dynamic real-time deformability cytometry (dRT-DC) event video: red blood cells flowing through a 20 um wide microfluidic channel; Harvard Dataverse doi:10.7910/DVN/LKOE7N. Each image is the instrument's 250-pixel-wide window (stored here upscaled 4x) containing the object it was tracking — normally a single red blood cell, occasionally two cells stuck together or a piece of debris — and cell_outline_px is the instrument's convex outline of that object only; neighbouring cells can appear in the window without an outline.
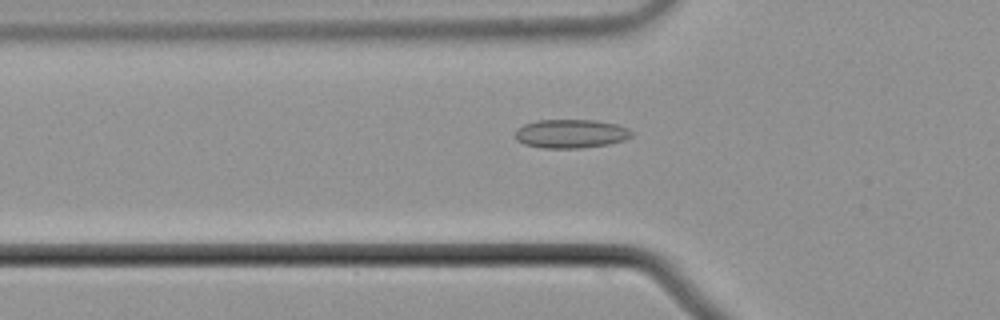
{"species": "common noctule bat (a hibernating species)", "species_latin": "Nyctalus noctula", "temperature_condition": "cold", "stored_images_in_passage": 49, "camera_frame_rate_fps": 3000, "um_per_image_px": 0.085, "animal": {"sex": "male", "body_mass_g": 21.5, "forearm_length_mm": 52.0}, "frame": {"image": 1, "passage_image": 13, "time_ms": 4.0, "image_size_px": [1000, 320], "cell_outline_px": [[636, 132], [632, 136], [624, 140], [608, 144], [580, 148], [544, 148], [524, 144], [516, 140], [516, 128], [524, 124], [536, 120], [596, 120], [616, 124], [628, 128]], "centroid_in_image_um": [48.54, 11.36], "position_along_channel_um": 77.3, "area_um2": 19.65}}
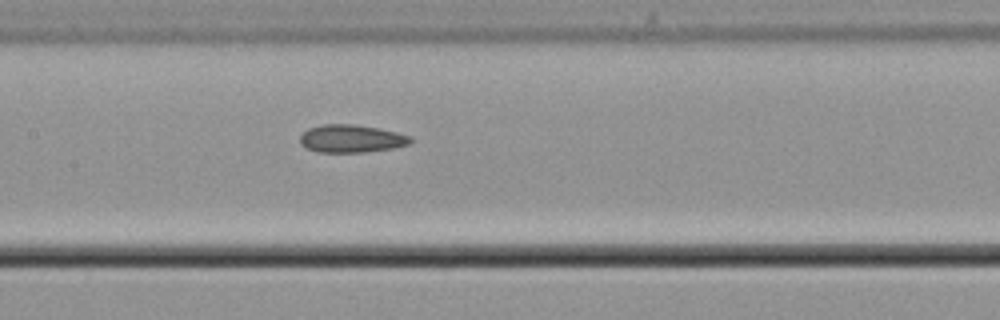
{"frame": {"image": 2, "passage_image": 21, "time_ms": 6.667, "image_size_px": [1000, 320], "cell_outline_px": [[412, 144], [392, 148], [364, 152], [316, 152], [300, 144], [300, 136], [308, 128], [324, 124], [356, 124], [380, 128], [412, 136]], "centroid_in_image_um": [29.89, 11.78], "position_along_channel_um": 177.5, "area_um2": 18.03}}
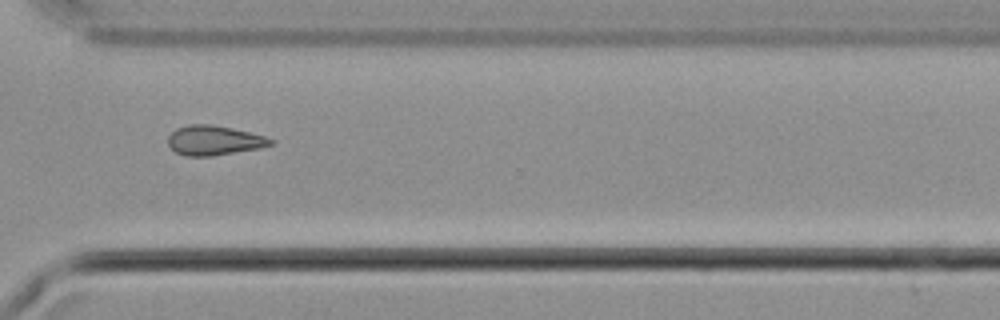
{"frame": {"image": 3, "passage_image": 35, "time_ms": 11.333, "image_size_px": [1000, 320], "cell_outline_px": [[276, 144], [260, 148], [212, 156], [188, 156], [176, 152], [168, 144], [168, 136], [176, 128], [188, 124], [212, 124], [232, 128], [264, 136], [276, 140]], "centroid_in_image_um": [18.22, 11.93], "position_along_channel_um": 352.4, "area_um2": 17.8}, "authors_computed_cell_mechanics": {"area_um2": 18.207, "velocity_mm_per_s": 3.7409, "shape_relaxation_time_tau1_ms": null, "shape_relaxation_time_tau2_ms": 2.7328, "deformation_change_tau1": null, "deformation_change_tau2": 0.0742}}